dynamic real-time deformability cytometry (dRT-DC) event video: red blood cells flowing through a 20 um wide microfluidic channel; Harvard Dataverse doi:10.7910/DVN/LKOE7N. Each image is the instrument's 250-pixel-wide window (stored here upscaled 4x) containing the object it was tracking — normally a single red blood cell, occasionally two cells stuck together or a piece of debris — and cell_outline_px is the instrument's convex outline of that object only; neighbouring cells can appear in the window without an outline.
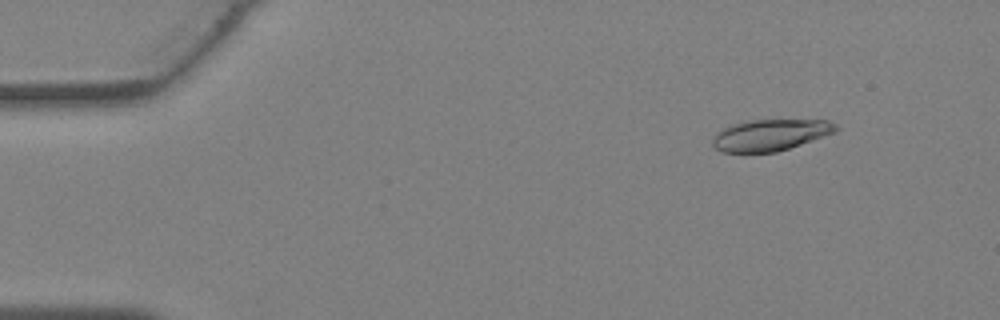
{"species": "Egyptian fruit bat (a non-hibernating species)", "species_latin": "Rousettus aegyptiacus", "temperature_condition": "warm", "stored_images_in_passage": 38, "camera_frame_rate_fps": 3000, "um_per_image_px": 0.085, "animal": {"sex": "female"}, "frame": {"image": 1, "passage_image": 5, "time_ms": 1.333, "image_size_px": [1000, 320], "cell_outline_px": [[840, 128], [836, 132], [776, 152], [720, 152], [712, 144], [712, 140], [716, 132], [720, 128], [732, 124], [752, 120], [828, 120], [836, 124]], "centroid_in_image_um": [65.46, 11.47], "position_along_channel_um": 19.5, "area_um2": 22.54}}
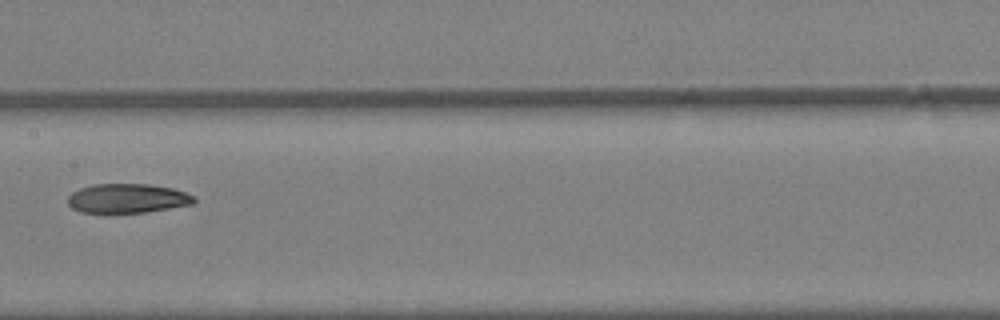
{"frame": {"image": 2, "passage_image": 20, "time_ms": 6.333, "image_size_px": [1000, 320], "cell_outline_px": [[196, 200], [192, 204], [144, 212], [80, 212], [72, 208], [68, 204], [68, 196], [72, 192], [80, 188], [92, 184], [152, 184], [172, 188], [196, 196]], "centroid_in_image_um": [10.82, 16.85], "position_along_channel_um": 196.6, "area_um2": 21.44}}
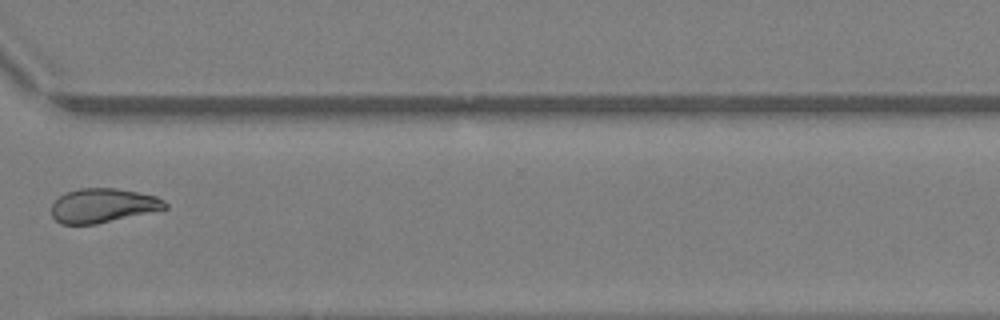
{"frame": {"image": 3, "passage_image": 29, "time_ms": 9.333, "image_size_px": [1000, 320], "cell_outline_px": [[168, 208], [96, 224], [60, 224], [52, 216], [52, 204], [64, 192], [80, 188], [116, 188], [156, 196], [164, 200], [168, 204]], "centroid_in_image_um": [8.74, 17.46], "position_along_channel_um": 361.9, "area_um2": 22.54}}